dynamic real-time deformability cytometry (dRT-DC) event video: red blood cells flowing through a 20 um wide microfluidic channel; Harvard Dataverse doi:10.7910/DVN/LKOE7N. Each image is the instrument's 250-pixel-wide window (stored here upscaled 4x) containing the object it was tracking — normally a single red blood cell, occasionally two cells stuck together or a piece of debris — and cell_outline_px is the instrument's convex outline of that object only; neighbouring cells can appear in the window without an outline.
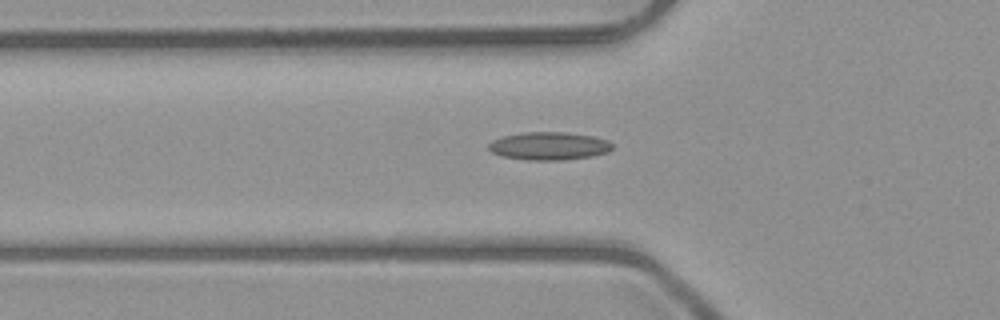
{"species": "common noctule bat (a hibernating species)", "species_latin": "Nyctalus noctula", "temperature_condition": "room temperature", "stored_images_in_passage": 41, "camera_frame_rate_fps": 3000, "um_per_image_px": 0.085, "animal": {"sex": "male", "body_mass_g": 23.1, "forearm_length_mm": 52.7}, "frame": {"image": 1, "passage_image": 14, "time_ms": 4.333, "image_size_px": [1000, 320], "cell_outline_px": [[612, 148], [608, 152], [592, 156], [560, 160], [528, 160], [500, 156], [492, 152], [488, 148], [488, 144], [492, 140], [504, 136], [524, 132], [564, 132], [592, 136], [608, 140], [612, 144]], "centroid_in_image_um": [46.65, 12.41], "position_along_channel_um": 79.2, "area_um2": 20.11}}
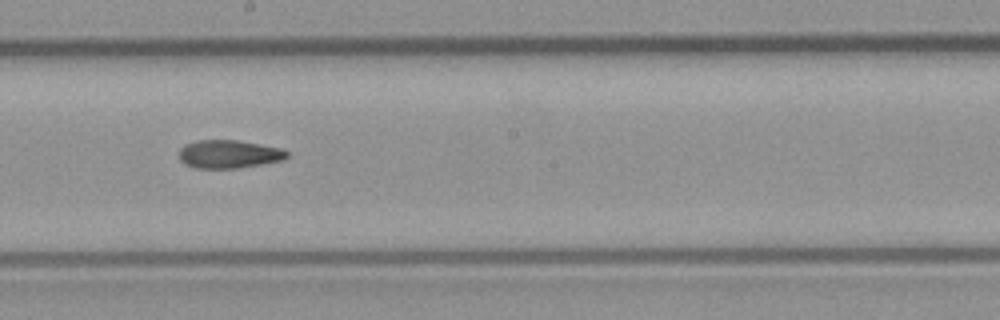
{"frame": {"image": 2, "passage_image": 25, "time_ms": 8.0, "image_size_px": [1000, 320], "cell_outline_px": [[288, 156], [284, 160], [240, 168], [196, 168], [184, 164], [180, 160], [180, 148], [184, 144], [196, 140], [236, 140], [280, 148], [288, 152]], "centroid_in_image_um": [19.44, 13.1], "position_along_channel_um": 228.8, "area_um2": 17.74}}
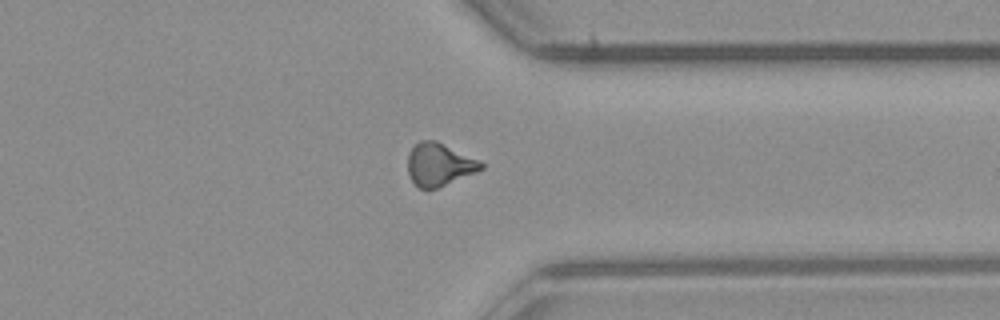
{"frame": {"image": 3, "passage_image": 36, "time_ms": 11.667, "image_size_px": [1000, 320], "cell_outline_px": [[484, 168], [476, 172], [428, 192], [420, 188], [412, 180], [408, 172], [408, 152], [420, 140], [436, 140], [480, 160], [484, 164]], "centroid_in_image_um": [37.33, 14.0], "position_along_channel_um": 374.1, "area_um2": 18.44}}